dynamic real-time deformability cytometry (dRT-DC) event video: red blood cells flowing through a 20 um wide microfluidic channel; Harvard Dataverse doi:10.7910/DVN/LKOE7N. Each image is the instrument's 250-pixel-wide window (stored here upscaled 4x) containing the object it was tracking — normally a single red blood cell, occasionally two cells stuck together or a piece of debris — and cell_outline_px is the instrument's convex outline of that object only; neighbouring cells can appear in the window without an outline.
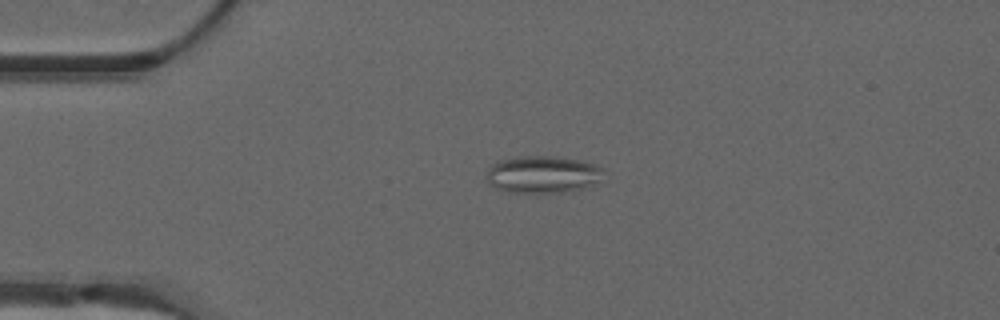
{"species": "common noctule bat (a hibernating species)", "species_latin": "Nyctalus noctula", "temperature_condition": "warm", "stored_images_in_passage": 39, "camera_frame_rate_fps": 3000, "um_per_image_px": 0.085, "animal": {"sex": "male", "forearm_length_mm": 52.5}, "frame": {"image": 1, "passage_image": 12, "time_ms": 3.667, "image_size_px": [1000, 320], "cell_outline_px": [[604, 168], [600, 180], [596, 184], [580, 188], [560, 192], [512, 192], [496, 188], [488, 184], [484, 176], [488, 168], [492, 164], [500, 160], [520, 156], [556, 156], [580, 160], [596, 164]], "centroid_in_image_um": [46.1, 14.81], "position_along_channel_um": 38.9, "area_um2": 25.49}}
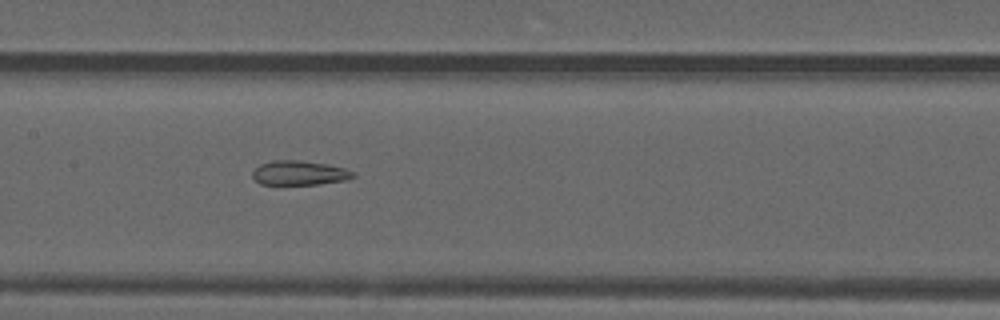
{"frame": {"image": 2, "passage_image": 25, "time_ms": 8.0, "image_size_px": [1000, 320], "cell_outline_px": [[356, 176], [344, 180], [320, 184], [276, 188], [260, 184], [252, 176], [252, 172], [260, 164], [272, 160], [296, 160], [324, 164], [344, 168], [356, 172]], "centroid_in_image_um": [25.37, 14.76], "position_along_channel_um": 182.0, "area_um2": 15.03}}
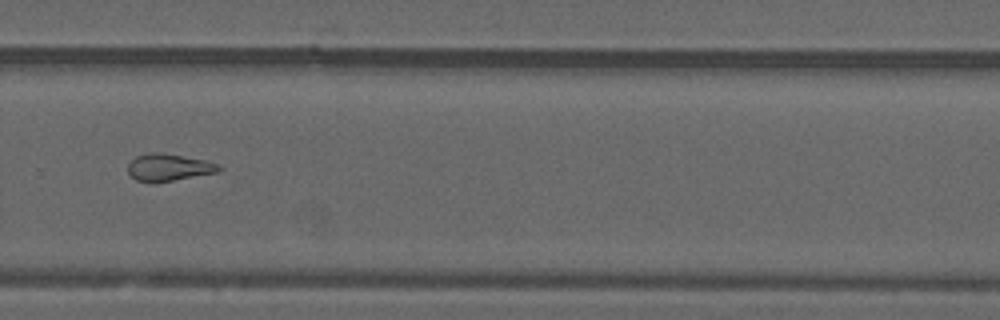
{"frame": {"image": 3, "passage_image": 35, "time_ms": 11.333, "image_size_px": [1000, 320], "cell_outline_px": [[224, 168], [220, 172], [156, 184], [152, 184], [136, 180], [128, 172], [128, 164], [136, 156], [152, 152], [160, 152], [204, 160], [220, 164]], "centroid_in_image_um": [14.37, 14.26], "position_along_channel_um": 315.4, "area_um2": 14.8}}